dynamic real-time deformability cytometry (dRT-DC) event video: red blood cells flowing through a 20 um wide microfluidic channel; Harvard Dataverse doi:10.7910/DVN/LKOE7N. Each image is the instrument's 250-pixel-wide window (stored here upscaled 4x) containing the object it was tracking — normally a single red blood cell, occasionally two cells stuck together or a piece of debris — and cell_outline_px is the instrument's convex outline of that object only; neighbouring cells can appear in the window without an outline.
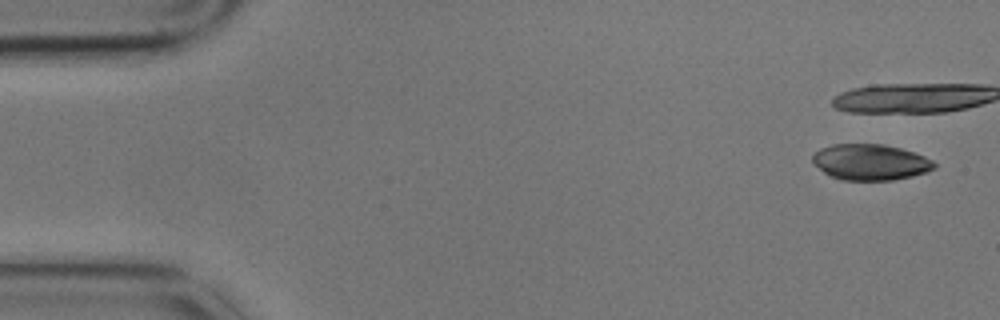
{"species": "common noctule bat (a hibernating species)", "species_latin": "Nyctalus noctula", "temperature_condition": "cold", "stored_images_in_passage": 7, "camera_frame_rate_fps": 3000, "um_per_image_px": 0.085, "animal": {"sex": "male", "body_mass_g": 17.9}, "frame": {"image": 1, "passage_image": 1, "time_ms": 0.0, "image_size_px": [1000, 320], "cell_outline_px": [[936, 168], [912, 176], [892, 180], [840, 180], [824, 172], [812, 160], [812, 156], [820, 148], [832, 144], [884, 144], [900, 148], [924, 156], [932, 160], [936, 164]], "centroid_in_image_um": [73.98, 13.78], "position_along_channel_um": 11.0, "area_um2": 25.32}}
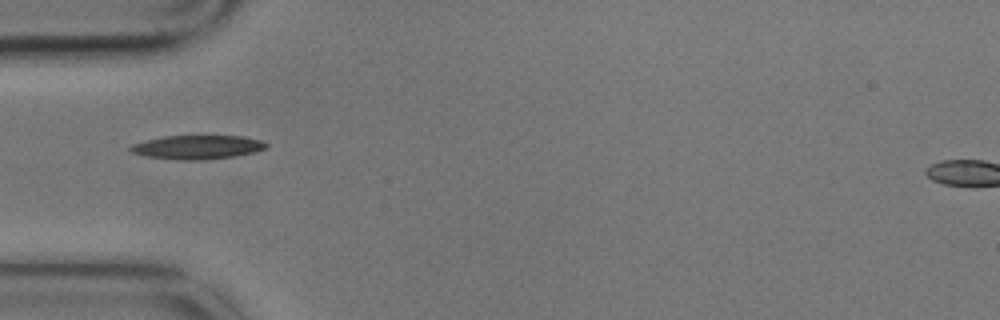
{"frame": {"image": 2, "passage_image": 6, "time_ms": 1.667, "image_size_px": [1000, 320], "cell_outline_px": [[268, 148], [256, 152], [236, 156], [204, 160], [184, 160], [144, 156], [132, 152], [128, 148], [132, 144], [164, 136], [244, 136], [260, 140], [268, 144]], "centroid_in_image_um": [16.82, 12.51], "position_along_channel_um": 68.2, "area_um2": 18.9}}